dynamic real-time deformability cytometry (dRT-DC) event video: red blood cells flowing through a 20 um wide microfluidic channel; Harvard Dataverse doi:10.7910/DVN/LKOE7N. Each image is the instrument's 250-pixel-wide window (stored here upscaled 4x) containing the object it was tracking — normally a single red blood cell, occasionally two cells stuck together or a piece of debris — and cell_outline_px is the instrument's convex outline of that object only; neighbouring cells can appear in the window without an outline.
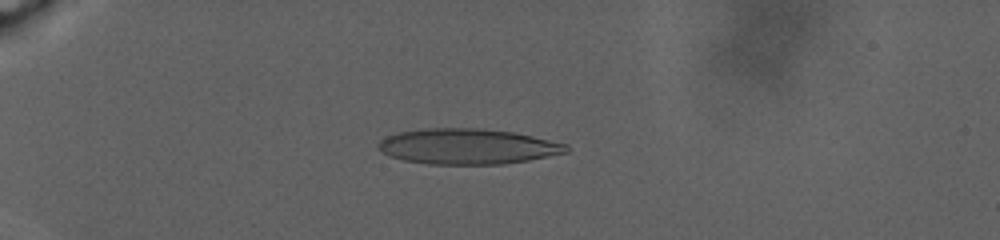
{"species": "human", "species_latin": "Homo sapiens", "temperature_condition": "warm", "stored_images_in_passage": 31, "camera_frame_rate_fps": 3000, "um_per_image_px": 0.085, "donor": {"sex": "male"}, "frame": {"image": 1, "passage_image": 22, "time_ms": 6.0, "image_size_px": [1000, 240], "cell_outline_px": [[568, 152], [528, 160], [504, 164], [428, 164], [404, 160], [392, 156], [384, 152], [376, 144], [380, 140], [396, 132], [424, 128], [480, 128], [512, 132], [532, 136], [568, 144]], "centroid_in_image_um": [39.75, 12.44], "position_along_channel_um": 45.3, "area_um2": 38.73}}